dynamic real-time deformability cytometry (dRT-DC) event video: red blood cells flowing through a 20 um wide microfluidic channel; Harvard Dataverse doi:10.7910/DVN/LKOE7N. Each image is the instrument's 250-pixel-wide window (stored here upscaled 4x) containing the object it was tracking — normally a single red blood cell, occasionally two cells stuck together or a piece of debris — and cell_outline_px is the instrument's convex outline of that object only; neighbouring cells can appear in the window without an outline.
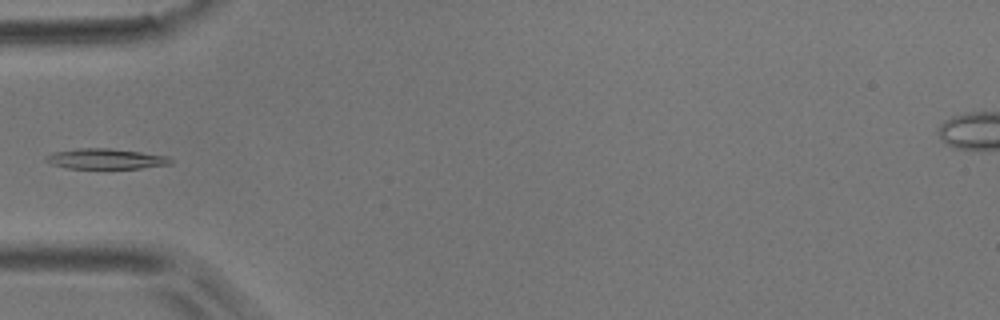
{"species": "common noctule bat (a hibernating species)", "species_latin": "Nyctalus noctula", "temperature_condition": "room temperature", "stored_images_in_passage": 5, "camera_frame_rate_fps": 3000, "um_per_image_px": 0.085, "animal": {"sex": "male", "body_mass_g": 17.9}, "frame": {"image": 1, "passage_image": 1, "time_ms": 0.0, "image_size_px": [1000, 320], "cell_outline_px": [[172, 164], [140, 168], [68, 168], [52, 164], [44, 160], [44, 156], [52, 152], [80, 148], [108, 148], [140, 152], [168, 156], [172, 160]], "centroid_in_image_um": [8.96, 13.5], "position_along_channel_um": 76.0, "area_um2": 14.74}}
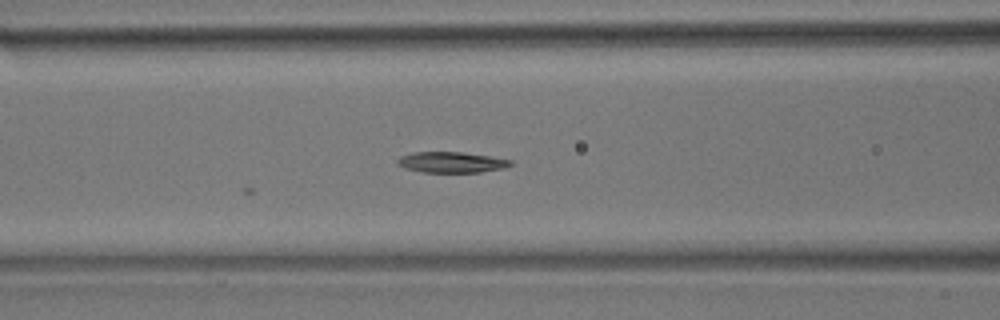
{"frame": {"image": 2, "passage_image": 5, "time_ms": 1.333, "image_size_px": [1000, 320], "cell_outline_px": [[512, 164], [504, 168], [480, 172], [424, 172], [404, 168], [396, 164], [396, 160], [400, 156], [412, 152], [464, 152], [512, 160]], "centroid_in_image_um": [38.33, 13.79], "position_along_channel_um": 128.3, "area_um2": 13.7}}